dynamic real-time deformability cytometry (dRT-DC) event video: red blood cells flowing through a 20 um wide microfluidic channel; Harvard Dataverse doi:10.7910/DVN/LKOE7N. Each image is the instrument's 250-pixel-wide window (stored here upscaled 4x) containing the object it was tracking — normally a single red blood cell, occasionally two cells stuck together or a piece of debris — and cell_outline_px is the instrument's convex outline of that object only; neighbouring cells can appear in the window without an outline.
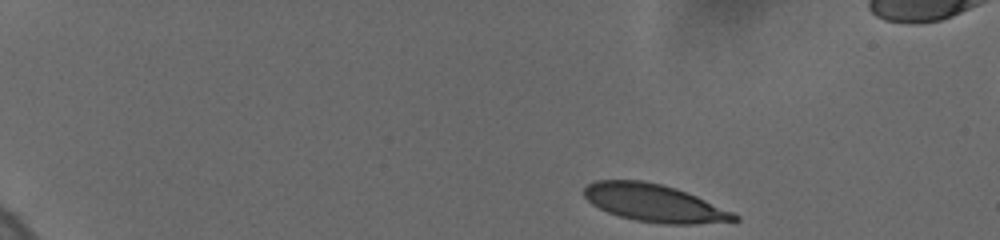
{"species": "human", "species_latin": "Homo sapiens", "temperature_condition": "cold", "stored_images_in_passage": 22, "camera_frame_rate_fps": 3000, "um_per_image_px": 0.085, "donor": {"sex": "female"}, "frame": {"image": 1, "passage_image": 1, "time_ms": 0.0, "image_size_px": [1000, 240], "cell_outline_px": [[740, 220], [696, 224], [664, 224], [636, 220], [620, 216], [608, 212], [592, 204], [584, 196], [584, 188], [588, 184], [596, 180], [640, 180], [660, 184], [676, 188], [696, 196], [732, 212], [740, 216]], "centroid_in_image_um": [55.6, 17.26], "position_along_channel_um": 29.4, "area_um2": 32.54}}